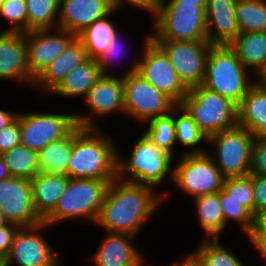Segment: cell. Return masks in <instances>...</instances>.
<instances>
[{"label": "cell", "instance_id": "bcb514c9", "mask_svg": "<svg viewBox=\"0 0 266 266\" xmlns=\"http://www.w3.org/2000/svg\"><path fill=\"white\" fill-rule=\"evenodd\" d=\"M248 234H265L266 235V209L258 211L254 215L252 230Z\"/></svg>", "mask_w": 266, "mask_h": 266}, {"label": "cell", "instance_id": "5b68a950", "mask_svg": "<svg viewBox=\"0 0 266 266\" xmlns=\"http://www.w3.org/2000/svg\"><path fill=\"white\" fill-rule=\"evenodd\" d=\"M113 180L70 178L55 209L43 222L52 228L63 222L80 219L94 226Z\"/></svg>", "mask_w": 266, "mask_h": 266}, {"label": "cell", "instance_id": "d6986e66", "mask_svg": "<svg viewBox=\"0 0 266 266\" xmlns=\"http://www.w3.org/2000/svg\"><path fill=\"white\" fill-rule=\"evenodd\" d=\"M103 235L100 245L89 257L93 266H143L148 261L135 246L134 241L138 237L111 232Z\"/></svg>", "mask_w": 266, "mask_h": 266}, {"label": "cell", "instance_id": "681fc988", "mask_svg": "<svg viewBox=\"0 0 266 266\" xmlns=\"http://www.w3.org/2000/svg\"><path fill=\"white\" fill-rule=\"evenodd\" d=\"M8 167L5 164L3 156L0 154V181L10 178Z\"/></svg>", "mask_w": 266, "mask_h": 266}, {"label": "cell", "instance_id": "f546056e", "mask_svg": "<svg viewBox=\"0 0 266 266\" xmlns=\"http://www.w3.org/2000/svg\"><path fill=\"white\" fill-rule=\"evenodd\" d=\"M73 145V130L66 136L48 144L38 152L40 173L61 174L67 176Z\"/></svg>", "mask_w": 266, "mask_h": 266}, {"label": "cell", "instance_id": "30bf717a", "mask_svg": "<svg viewBox=\"0 0 266 266\" xmlns=\"http://www.w3.org/2000/svg\"><path fill=\"white\" fill-rule=\"evenodd\" d=\"M124 112L133 122L142 125L150 119L170 114L177 104L137 72L122 76ZM135 120V121H134Z\"/></svg>", "mask_w": 266, "mask_h": 266}, {"label": "cell", "instance_id": "7bdbcfd3", "mask_svg": "<svg viewBox=\"0 0 266 266\" xmlns=\"http://www.w3.org/2000/svg\"><path fill=\"white\" fill-rule=\"evenodd\" d=\"M253 185L254 215L266 209V175L251 174Z\"/></svg>", "mask_w": 266, "mask_h": 266}, {"label": "cell", "instance_id": "7a4b0ae2", "mask_svg": "<svg viewBox=\"0 0 266 266\" xmlns=\"http://www.w3.org/2000/svg\"><path fill=\"white\" fill-rule=\"evenodd\" d=\"M73 129V145L67 176L77 179H117V148L115 136L104 129ZM118 145V146H117Z\"/></svg>", "mask_w": 266, "mask_h": 266}, {"label": "cell", "instance_id": "b9f144b4", "mask_svg": "<svg viewBox=\"0 0 266 266\" xmlns=\"http://www.w3.org/2000/svg\"><path fill=\"white\" fill-rule=\"evenodd\" d=\"M21 144L19 112L17 118L8 126L0 130V154Z\"/></svg>", "mask_w": 266, "mask_h": 266}, {"label": "cell", "instance_id": "d6a6232c", "mask_svg": "<svg viewBox=\"0 0 266 266\" xmlns=\"http://www.w3.org/2000/svg\"><path fill=\"white\" fill-rule=\"evenodd\" d=\"M2 156L11 177L31 180L39 173L38 153L22 144Z\"/></svg>", "mask_w": 266, "mask_h": 266}, {"label": "cell", "instance_id": "74e56055", "mask_svg": "<svg viewBox=\"0 0 266 266\" xmlns=\"http://www.w3.org/2000/svg\"><path fill=\"white\" fill-rule=\"evenodd\" d=\"M6 22L7 28L0 32L27 33L28 13L26 0H4L0 6V20Z\"/></svg>", "mask_w": 266, "mask_h": 266}, {"label": "cell", "instance_id": "f35d334b", "mask_svg": "<svg viewBox=\"0 0 266 266\" xmlns=\"http://www.w3.org/2000/svg\"><path fill=\"white\" fill-rule=\"evenodd\" d=\"M222 190L246 207L254 215L251 174L225 178Z\"/></svg>", "mask_w": 266, "mask_h": 266}, {"label": "cell", "instance_id": "ab89813d", "mask_svg": "<svg viewBox=\"0 0 266 266\" xmlns=\"http://www.w3.org/2000/svg\"><path fill=\"white\" fill-rule=\"evenodd\" d=\"M249 174L266 175V139L263 137L254 138Z\"/></svg>", "mask_w": 266, "mask_h": 266}, {"label": "cell", "instance_id": "816d5d0a", "mask_svg": "<svg viewBox=\"0 0 266 266\" xmlns=\"http://www.w3.org/2000/svg\"><path fill=\"white\" fill-rule=\"evenodd\" d=\"M257 80L266 88V70L257 77Z\"/></svg>", "mask_w": 266, "mask_h": 266}, {"label": "cell", "instance_id": "9c48e42d", "mask_svg": "<svg viewBox=\"0 0 266 266\" xmlns=\"http://www.w3.org/2000/svg\"><path fill=\"white\" fill-rule=\"evenodd\" d=\"M254 138L239 125L208 137L207 153L225 178L249 174Z\"/></svg>", "mask_w": 266, "mask_h": 266}, {"label": "cell", "instance_id": "f1b7e54d", "mask_svg": "<svg viewBox=\"0 0 266 266\" xmlns=\"http://www.w3.org/2000/svg\"><path fill=\"white\" fill-rule=\"evenodd\" d=\"M116 12L113 10L106 17L96 20L76 36L82 42L89 58L98 60L114 34L120 30L117 27L119 24L111 18L117 15Z\"/></svg>", "mask_w": 266, "mask_h": 266}, {"label": "cell", "instance_id": "484cf974", "mask_svg": "<svg viewBox=\"0 0 266 266\" xmlns=\"http://www.w3.org/2000/svg\"><path fill=\"white\" fill-rule=\"evenodd\" d=\"M229 47L256 77L266 70V32L239 33Z\"/></svg>", "mask_w": 266, "mask_h": 266}, {"label": "cell", "instance_id": "2e32d148", "mask_svg": "<svg viewBox=\"0 0 266 266\" xmlns=\"http://www.w3.org/2000/svg\"><path fill=\"white\" fill-rule=\"evenodd\" d=\"M0 210L8 223L18 227H32L43 222L34 209L28 179L10 177L0 181Z\"/></svg>", "mask_w": 266, "mask_h": 266}, {"label": "cell", "instance_id": "5bb4252c", "mask_svg": "<svg viewBox=\"0 0 266 266\" xmlns=\"http://www.w3.org/2000/svg\"><path fill=\"white\" fill-rule=\"evenodd\" d=\"M49 228L45 222L32 227H20L5 257L6 266H63L61 256L46 236L45 232Z\"/></svg>", "mask_w": 266, "mask_h": 266}, {"label": "cell", "instance_id": "7402d4cb", "mask_svg": "<svg viewBox=\"0 0 266 266\" xmlns=\"http://www.w3.org/2000/svg\"><path fill=\"white\" fill-rule=\"evenodd\" d=\"M238 0H209L205 9L207 39L211 45H229L240 33Z\"/></svg>", "mask_w": 266, "mask_h": 266}, {"label": "cell", "instance_id": "e575fe53", "mask_svg": "<svg viewBox=\"0 0 266 266\" xmlns=\"http://www.w3.org/2000/svg\"><path fill=\"white\" fill-rule=\"evenodd\" d=\"M60 0H26L28 32L37 29L58 28Z\"/></svg>", "mask_w": 266, "mask_h": 266}, {"label": "cell", "instance_id": "836d02e7", "mask_svg": "<svg viewBox=\"0 0 266 266\" xmlns=\"http://www.w3.org/2000/svg\"><path fill=\"white\" fill-rule=\"evenodd\" d=\"M236 16L240 33L266 32V0H238Z\"/></svg>", "mask_w": 266, "mask_h": 266}, {"label": "cell", "instance_id": "6da1fadb", "mask_svg": "<svg viewBox=\"0 0 266 266\" xmlns=\"http://www.w3.org/2000/svg\"><path fill=\"white\" fill-rule=\"evenodd\" d=\"M164 203V196L153 187L117 178L110 183L94 225L105 232L137 237Z\"/></svg>", "mask_w": 266, "mask_h": 266}, {"label": "cell", "instance_id": "ac0fdd59", "mask_svg": "<svg viewBox=\"0 0 266 266\" xmlns=\"http://www.w3.org/2000/svg\"><path fill=\"white\" fill-rule=\"evenodd\" d=\"M0 81L20 83L32 92L35 79L27 64L25 33L0 32Z\"/></svg>", "mask_w": 266, "mask_h": 266}, {"label": "cell", "instance_id": "7c38bea8", "mask_svg": "<svg viewBox=\"0 0 266 266\" xmlns=\"http://www.w3.org/2000/svg\"><path fill=\"white\" fill-rule=\"evenodd\" d=\"M82 103L88 111L86 114L75 113V120L77 125L83 128H100L104 118L106 121V118L113 115L116 117V113L125 116L122 76L102 75Z\"/></svg>", "mask_w": 266, "mask_h": 266}, {"label": "cell", "instance_id": "4fadbf2b", "mask_svg": "<svg viewBox=\"0 0 266 266\" xmlns=\"http://www.w3.org/2000/svg\"><path fill=\"white\" fill-rule=\"evenodd\" d=\"M21 144L39 152L48 144L66 137L76 126L75 112H19Z\"/></svg>", "mask_w": 266, "mask_h": 266}, {"label": "cell", "instance_id": "db71d44e", "mask_svg": "<svg viewBox=\"0 0 266 266\" xmlns=\"http://www.w3.org/2000/svg\"><path fill=\"white\" fill-rule=\"evenodd\" d=\"M0 266H6L5 258L0 257Z\"/></svg>", "mask_w": 266, "mask_h": 266}, {"label": "cell", "instance_id": "c3c4849f", "mask_svg": "<svg viewBox=\"0 0 266 266\" xmlns=\"http://www.w3.org/2000/svg\"><path fill=\"white\" fill-rule=\"evenodd\" d=\"M17 115L18 112L9 111L8 108L7 110L1 109L0 107V130L12 123L17 118Z\"/></svg>", "mask_w": 266, "mask_h": 266}, {"label": "cell", "instance_id": "8992f818", "mask_svg": "<svg viewBox=\"0 0 266 266\" xmlns=\"http://www.w3.org/2000/svg\"><path fill=\"white\" fill-rule=\"evenodd\" d=\"M205 9L183 2H160L151 20L150 37L154 41L208 40Z\"/></svg>", "mask_w": 266, "mask_h": 266}, {"label": "cell", "instance_id": "52a82bcc", "mask_svg": "<svg viewBox=\"0 0 266 266\" xmlns=\"http://www.w3.org/2000/svg\"><path fill=\"white\" fill-rule=\"evenodd\" d=\"M180 105L207 138L238 125L237 106L202 85L190 88Z\"/></svg>", "mask_w": 266, "mask_h": 266}, {"label": "cell", "instance_id": "60d3db41", "mask_svg": "<svg viewBox=\"0 0 266 266\" xmlns=\"http://www.w3.org/2000/svg\"><path fill=\"white\" fill-rule=\"evenodd\" d=\"M161 0H110L113 10H116L118 13L123 12L127 6L128 8L136 9L137 11H142L144 14H149L153 18L160 5ZM131 6V7H130ZM125 7V8H124ZM120 11V12H119Z\"/></svg>", "mask_w": 266, "mask_h": 266}, {"label": "cell", "instance_id": "cb8c5ba5", "mask_svg": "<svg viewBox=\"0 0 266 266\" xmlns=\"http://www.w3.org/2000/svg\"><path fill=\"white\" fill-rule=\"evenodd\" d=\"M97 60L87 58L78 67L69 72L59 86L48 96L63 99H84L89 90L101 77Z\"/></svg>", "mask_w": 266, "mask_h": 266}, {"label": "cell", "instance_id": "f5cc1de1", "mask_svg": "<svg viewBox=\"0 0 266 266\" xmlns=\"http://www.w3.org/2000/svg\"><path fill=\"white\" fill-rule=\"evenodd\" d=\"M7 220L4 217V214L2 213V211L0 210V227L7 224Z\"/></svg>", "mask_w": 266, "mask_h": 266}, {"label": "cell", "instance_id": "44dd1931", "mask_svg": "<svg viewBox=\"0 0 266 266\" xmlns=\"http://www.w3.org/2000/svg\"><path fill=\"white\" fill-rule=\"evenodd\" d=\"M88 58L82 42L75 37L62 53L35 80L32 91L45 99L59 86L65 76Z\"/></svg>", "mask_w": 266, "mask_h": 266}, {"label": "cell", "instance_id": "e0dca14e", "mask_svg": "<svg viewBox=\"0 0 266 266\" xmlns=\"http://www.w3.org/2000/svg\"><path fill=\"white\" fill-rule=\"evenodd\" d=\"M75 37L60 28L37 29L25 33L30 75L36 80Z\"/></svg>", "mask_w": 266, "mask_h": 266}, {"label": "cell", "instance_id": "ba28073f", "mask_svg": "<svg viewBox=\"0 0 266 266\" xmlns=\"http://www.w3.org/2000/svg\"><path fill=\"white\" fill-rule=\"evenodd\" d=\"M225 177L207 153L183 154L174 159L173 184L179 193L195 198L218 193Z\"/></svg>", "mask_w": 266, "mask_h": 266}, {"label": "cell", "instance_id": "3957f363", "mask_svg": "<svg viewBox=\"0 0 266 266\" xmlns=\"http://www.w3.org/2000/svg\"><path fill=\"white\" fill-rule=\"evenodd\" d=\"M128 156L117 148V178L153 187L166 201L169 192H164L160 187H163L164 183H173L175 158L159 148L143 133L135 140Z\"/></svg>", "mask_w": 266, "mask_h": 266}, {"label": "cell", "instance_id": "d590c367", "mask_svg": "<svg viewBox=\"0 0 266 266\" xmlns=\"http://www.w3.org/2000/svg\"><path fill=\"white\" fill-rule=\"evenodd\" d=\"M123 37H125V36L122 35V31L121 30H120V32L118 31L117 33H115L113 38H112V41L108 43V45L105 47L104 53L97 60V62L99 64L100 71H101V75L124 76L125 74H129V73L137 71L139 56H137L136 59L134 58L133 59L134 61L133 60H131V62L129 61V66H128L127 69L124 68L125 70L123 71V73H122V70H121V73L114 72L115 71L114 66L117 63H118V66H119L120 63H121L120 60L123 59L122 57L125 55L124 56V58H125L126 55H127L125 49H128V48H126V45L123 44V42H122L123 39H125ZM120 55H122V56H120ZM120 58H122V59H120Z\"/></svg>", "mask_w": 266, "mask_h": 266}, {"label": "cell", "instance_id": "f6af8a7d", "mask_svg": "<svg viewBox=\"0 0 266 266\" xmlns=\"http://www.w3.org/2000/svg\"><path fill=\"white\" fill-rule=\"evenodd\" d=\"M246 238L251 247L261 256L264 266H266V235L265 234H247Z\"/></svg>", "mask_w": 266, "mask_h": 266}, {"label": "cell", "instance_id": "d4e9b609", "mask_svg": "<svg viewBox=\"0 0 266 266\" xmlns=\"http://www.w3.org/2000/svg\"><path fill=\"white\" fill-rule=\"evenodd\" d=\"M237 112L239 126L255 137L266 134V88L258 80L246 93Z\"/></svg>", "mask_w": 266, "mask_h": 266}, {"label": "cell", "instance_id": "7dc6e473", "mask_svg": "<svg viewBox=\"0 0 266 266\" xmlns=\"http://www.w3.org/2000/svg\"><path fill=\"white\" fill-rule=\"evenodd\" d=\"M179 262H174L167 266H205L200 256L195 252H189L185 255V257H182Z\"/></svg>", "mask_w": 266, "mask_h": 266}, {"label": "cell", "instance_id": "277c9868", "mask_svg": "<svg viewBox=\"0 0 266 266\" xmlns=\"http://www.w3.org/2000/svg\"><path fill=\"white\" fill-rule=\"evenodd\" d=\"M257 77L247 69L229 45H212L202 86L229 99L237 107Z\"/></svg>", "mask_w": 266, "mask_h": 266}, {"label": "cell", "instance_id": "8d00e7d4", "mask_svg": "<svg viewBox=\"0 0 266 266\" xmlns=\"http://www.w3.org/2000/svg\"><path fill=\"white\" fill-rule=\"evenodd\" d=\"M220 204L224 213L225 224L239 225L240 232L246 236L253 227L254 215L238 201L229 196L222 189L220 190ZM230 222V223H229Z\"/></svg>", "mask_w": 266, "mask_h": 266}, {"label": "cell", "instance_id": "4dcf8cb0", "mask_svg": "<svg viewBox=\"0 0 266 266\" xmlns=\"http://www.w3.org/2000/svg\"><path fill=\"white\" fill-rule=\"evenodd\" d=\"M143 128L142 133L159 148L163 149L174 158L181 156L180 151L177 152L174 109L170 114L150 119L147 123L143 124Z\"/></svg>", "mask_w": 266, "mask_h": 266}, {"label": "cell", "instance_id": "ffe728a7", "mask_svg": "<svg viewBox=\"0 0 266 266\" xmlns=\"http://www.w3.org/2000/svg\"><path fill=\"white\" fill-rule=\"evenodd\" d=\"M113 11L110 0H60L58 28L77 36Z\"/></svg>", "mask_w": 266, "mask_h": 266}, {"label": "cell", "instance_id": "1f68e13d", "mask_svg": "<svg viewBox=\"0 0 266 266\" xmlns=\"http://www.w3.org/2000/svg\"><path fill=\"white\" fill-rule=\"evenodd\" d=\"M193 249L202 259L205 266H247L234 251L222 243L221 238L200 239Z\"/></svg>", "mask_w": 266, "mask_h": 266}, {"label": "cell", "instance_id": "f907efd6", "mask_svg": "<svg viewBox=\"0 0 266 266\" xmlns=\"http://www.w3.org/2000/svg\"><path fill=\"white\" fill-rule=\"evenodd\" d=\"M209 0H161L160 2H183L195 4L196 6H207Z\"/></svg>", "mask_w": 266, "mask_h": 266}, {"label": "cell", "instance_id": "ee69618b", "mask_svg": "<svg viewBox=\"0 0 266 266\" xmlns=\"http://www.w3.org/2000/svg\"><path fill=\"white\" fill-rule=\"evenodd\" d=\"M19 228L11 223L0 227V257L5 258L8 255L14 236Z\"/></svg>", "mask_w": 266, "mask_h": 266}, {"label": "cell", "instance_id": "4316f807", "mask_svg": "<svg viewBox=\"0 0 266 266\" xmlns=\"http://www.w3.org/2000/svg\"><path fill=\"white\" fill-rule=\"evenodd\" d=\"M194 213L203 232L202 239H216L226 231L224 213L220 204V191L218 193L200 195L193 198Z\"/></svg>", "mask_w": 266, "mask_h": 266}, {"label": "cell", "instance_id": "9a60e30c", "mask_svg": "<svg viewBox=\"0 0 266 266\" xmlns=\"http://www.w3.org/2000/svg\"><path fill=\"white\" fill-rule=\"evenodd\" d=\"M168 55L179 79L188 88L202 85L211 44L202 41H155Z\"/></svg>", "mask_w": 266, "mask_h": 266}, {"label": "cell", "instance_id": "83f0119b", "mask_svg": "<svg viewBox=\"0 0 266 266\" xmlns=\"http://www.w3.org/2000/svg\"><path fill=\"white\" fill-rule=\"evenodd\" d=\"M174 122L177 149L180 150V148L183 149L184 147L183 150H180L181 155L207 152V136L199 129L192 117L181 105H177L174 108Z\"/></svg>", "mask_w": 266, "mask_h": 266}, {"label": "cell", "instance_id": "8fae6325", "mask_svg": "<svg viewBox=\"0 0 266 266\" xmlns=\"http://www.w3.org/2000/svg\"><path fill=\"white\" fill-rule=\"evenodd\" d=\"M146 34L141 40L143 47L139 48L142 52L138 54L136 72L180 105L189 89L179 79L165 51L150 37V31Z\"/></svg>", "mask_w": 266, "mask_h": 266}, {"label": "cell", "instance_id": "603a6c76", "mask_svg": "<svg viewBox=\"0 0 266 266\" xmlns=\"http://www.w3.org/2000/svg\"><path fill=\"white\" fill-rule=\"evenodd\" d=\"M69 179L66 175L39 172L30 180L33 206L42 220L55 209Z\"/></svg>", "mask_w": 266, "mask_h": 266}]
</instances>
